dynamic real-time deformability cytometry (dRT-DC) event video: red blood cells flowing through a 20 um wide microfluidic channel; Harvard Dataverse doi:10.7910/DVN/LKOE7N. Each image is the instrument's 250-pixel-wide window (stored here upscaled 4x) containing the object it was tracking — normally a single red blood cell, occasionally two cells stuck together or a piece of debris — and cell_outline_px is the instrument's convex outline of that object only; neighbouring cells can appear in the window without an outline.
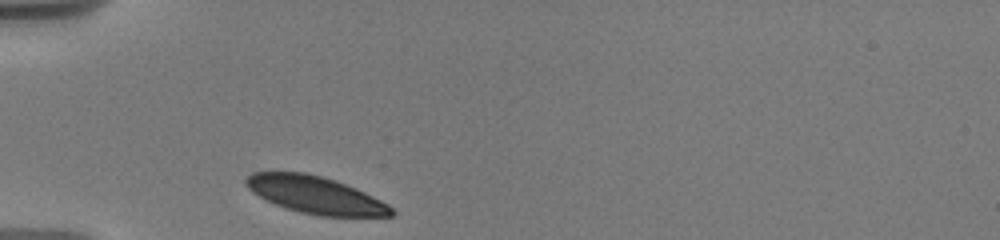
{"species": "human", "species_latin": "Homo sapiens", "temperature_condition": "warm", "stored_images_in_passage": 8, "camera_frame_rate_fps": 3000, "um_per_image_px": 0.085, "donor": {"sex": "male"}, "frame": {"image": 1, "passage_image": 1, "time_ms": 0.0, "image_size_px": [1000, 240], "cell_outline_px": [[396, 212], [392, 216], [320, 216], [300, 212], [284, 208], [252, 192], [244, 184], [244, 180], [252, 172], [304, 172], [320, 176], [356, 188], [388, 204]], "centroid_in_image_um": [26.8, 16.57], "position_along_channel_um": 58.2, "area_um2": 31.27}}
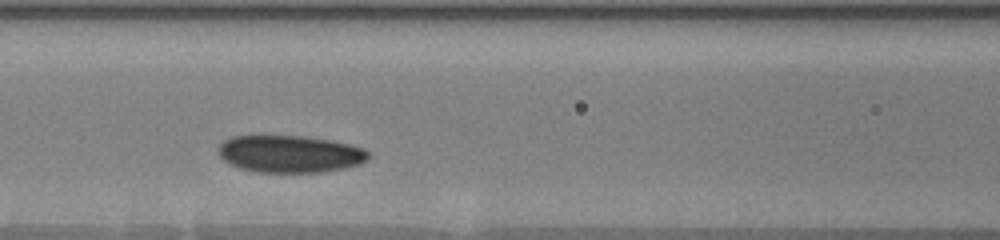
{"frame": {"image": 2, "passage_image": 6, "time_ms": 2.667, "image_size_px": [1000, 240], "cell_outline_px": [[372, 152], [368, 160], [360, 164], [344, 168], [324, 172], [256, 172], [240, 168], [224, 160], [220, 156], [216, 148], [224, 140], [232, 136], [260, 132], [304, 136], [332, 140], [364, 148]], "centroid_in_image_um": [24.61, 13.03], "position_along_channel_um": 142.0, "area_um2": 33.81}}
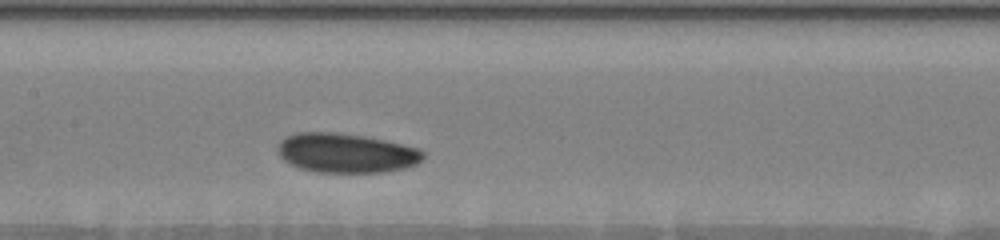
{"frame": {"image": 3, "passage_image": 8, "time_ms": 3.667, "image_size_px": [1000, 240], "cell_outline_px": [[424, 156], [416, 164], [404, 168], [388, 172], [316, 172], [300, 168], [288, 164], [280, 156], [276, 148], [280, 140], [296, 132], [332, 132], [364, 136], [384, 140], [420, 148], [424, 152]], "centroid_in_image_um": [29.4, 13.01], "position_along_channel_um": 178.0, "area_um2": 33.52}}